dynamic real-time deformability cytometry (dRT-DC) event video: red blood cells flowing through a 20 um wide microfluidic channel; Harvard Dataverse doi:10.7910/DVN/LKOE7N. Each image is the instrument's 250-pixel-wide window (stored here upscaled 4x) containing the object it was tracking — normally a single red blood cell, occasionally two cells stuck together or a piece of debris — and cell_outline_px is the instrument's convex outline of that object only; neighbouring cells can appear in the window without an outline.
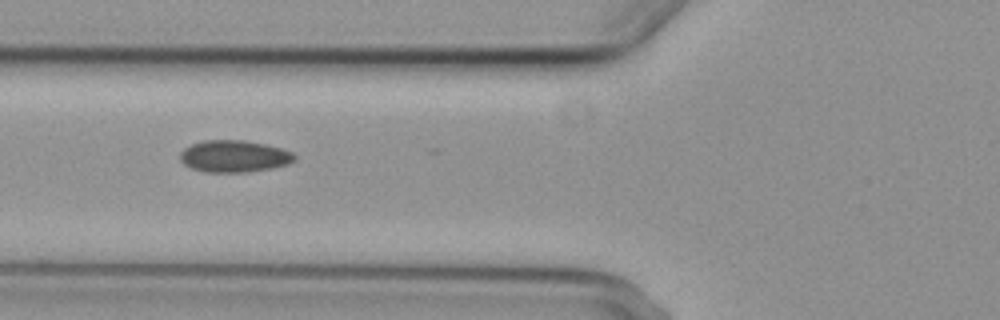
{"species": "common noctule bat (a hibernating species)", "species_latin": "Nyctalus noctula", "temperature_condition": "cold", "stored_images_in_passage": 5, "camera_frame_rate_fps": 3000, "um_per_image_px": 0.085, "animal": {"sex": "female", "body_mass_g": 29.2, "forearm_length_mm": 56.3}, "frame": {"image": 1, "passage_image": 3, "time_ms": 2.667, "image_size_px": [1000, 320], "cell_outline_px": [[296, 160], [288, 164], [272, 168], [248, 172], [204, 172], [192, 168], [184, 164], [180, 160], [180, 152], [184, 148], [192, 144], [204, 140], [244, 140], [264, 144], [280, 148], [292, 152], [296, 156]], "centroid_in_image_um": [19.9, 13.28], "position_along_channel_um": 105.9, "area_um2": 21.33}}
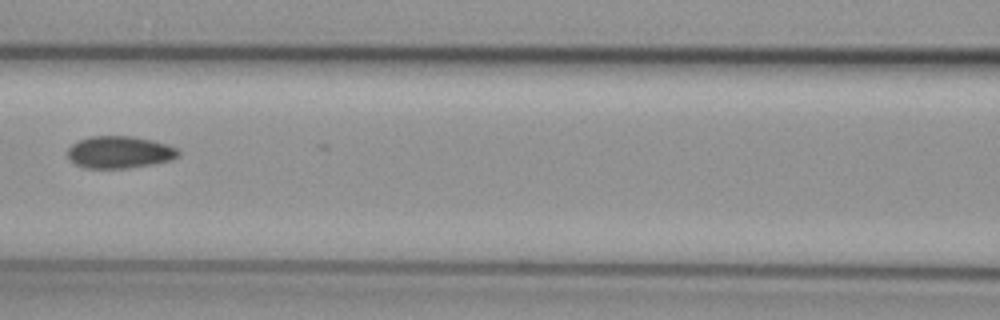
{"frame": {"image": 2, "passage_image": 4, "time_ms": 4.0, "image_size_px": [1000, 320], "cell_outline_px": [[180, 156], [172, 160], [152, 164], [128, 168], [84, 168], [68, 160], [68, 148], [72, 144], [80, 140], [92, 136], [132, 136], [152, 140], [168, 144], [176, 148], [180, 152]], "centroid_in_image_um": [10.17, 12.94], "position_along_channel_um": 156.4, "area_um2": 20.87}}
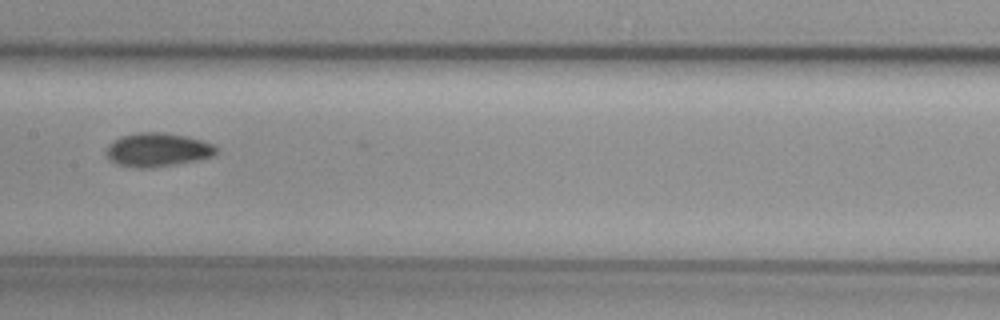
{"frame": {"image": 3, "passage_image": 5, "time_ms": 5.0, "image_size_px": [1000, 320], "cell_outline_px": [[216, 152], [212, 156], [196, 160], [176, 164], [148, 168], [132, 168], [116, 164], [108, 160], [104, 156], [104, 152], [108, 144], [120, 136], [136, 132], [164, 132], [188, 136], [212, 144], [216, 148]], "centroid_in_image_um": [13.29, 12.73], "position_along_channel_um": 194.1, "area_um2": 21.91}}